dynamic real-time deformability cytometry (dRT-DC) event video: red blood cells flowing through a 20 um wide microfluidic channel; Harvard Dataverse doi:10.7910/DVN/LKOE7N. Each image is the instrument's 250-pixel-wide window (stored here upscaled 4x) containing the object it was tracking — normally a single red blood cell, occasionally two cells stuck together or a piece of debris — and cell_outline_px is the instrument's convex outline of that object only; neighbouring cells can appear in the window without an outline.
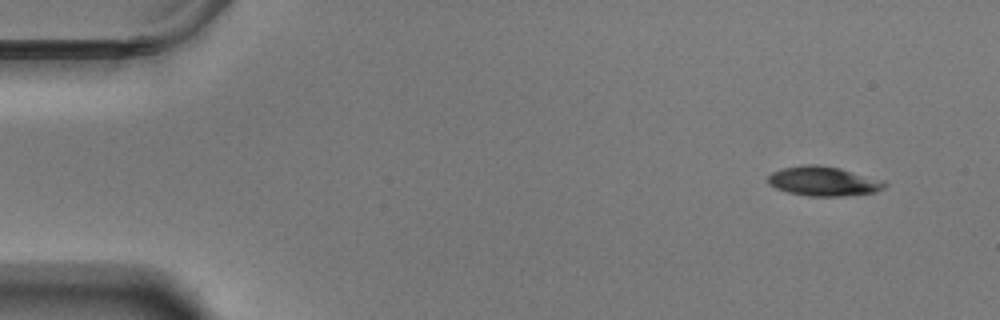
{"species": "Egyptian fruit bat (a non-hibernating species)", "species_latin": "Rousettus aegyptiacus", "temperature_condition": "warm", "stored_images_in_passage": 54, "camera_frame_rate_fps": 3000, "um_per_image_px": 0.085, "animal": {"sex": "male"}, "frame": {"image": 1, "passage_image": 1, "time_ms": 0.0, "image_size_px": [1000, 320], "cell_outline_px": [[888, 184], [884, 188], [876, 192], [844, 196], [808, 196], [788, 192], [776, 188], [768, 184], [768, 176], [772, 172], [784, 168], [804, 164], [816, 164], [840, 168], [884, 180]], "centroid_in_image_um": [70.02, 15.4], "position_along_channel_um": 15.0, "area_um2": 20.11}}
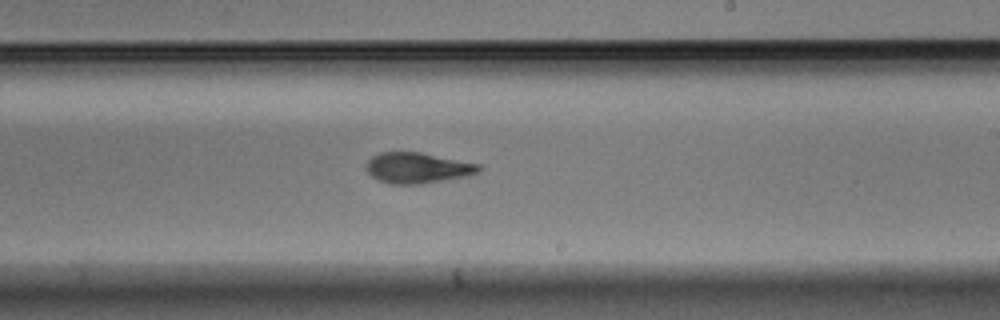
{"frame": {"image": 2, "passage_image": 31, "time_ms": 10.0, "image_size_px": [1000, 320], "cell_outline_px": [[484, 168], [480, 172], [464, 176], [420, 184], [388, 184], [372, 176], [364, 168], [364, 164], [372, 156], [380, 152], [420, 152], [480, 164]], "centroid_in_image_um": [35.47, 14.26], "position_along_channel_um": 253.5, "area_um2": 20.17}}
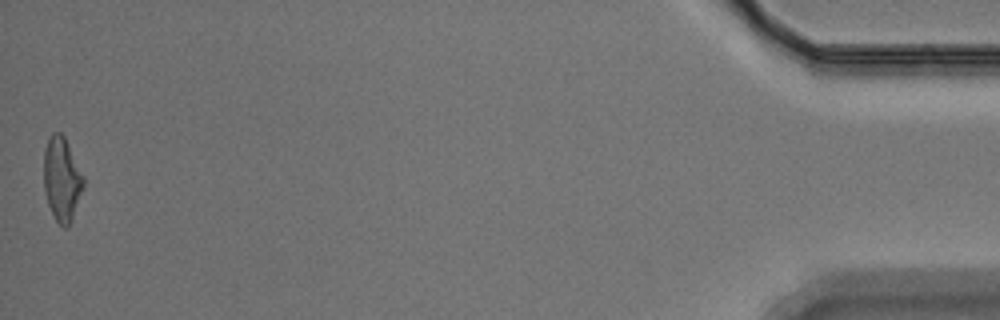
{"frame": {"image": 3, "passage_image": 54, "time_ms": 17.667, "image_size_px": [1000, 320], "cell_outline_px": [[84, 188], [72, 220], [68, 228], [64, 228], [56, 220], [48, 204], [44, 192], [44, 148], [52, 132], [60, 132], [64, 136], [84, 176]], "centroid_in_image_um": [5.26, 15.24], "position_along_channel_um": 429.9, "area_um2": 19.54}, "authors_computed_cell_mechanics": {"area_um2": 20.1433, "velocity_mm_per_s": 3.5085, "shape_relaxation_time_tau1_ms": 4.2603, "shape_relaxation_time_tau2_ms": 3.2734, "deformation_change_tau1": 0.1542, "deformation_change_tau2": 0.1116}}